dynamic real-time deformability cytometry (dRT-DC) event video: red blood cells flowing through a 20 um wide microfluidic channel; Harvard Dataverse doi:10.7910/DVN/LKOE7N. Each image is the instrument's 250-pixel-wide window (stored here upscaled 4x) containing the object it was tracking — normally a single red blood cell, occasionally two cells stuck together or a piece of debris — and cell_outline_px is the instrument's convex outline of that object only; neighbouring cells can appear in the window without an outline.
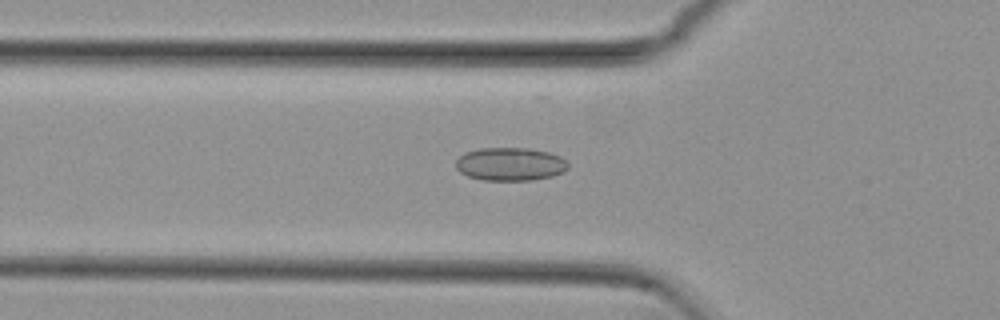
{"species": "common noctule bat (a hibernating species)", "species_latin": "Nyctalus noctula", "temperature_condition": "cold", "stored_images_in_passage": 40, "camera_frame_rate_fps": 3000, "um_per_image_px": 0.085, "animal": {"sex": "female", "body_mass_g": 29.2, "forearm_length_mm": 56.3}, "frame": {"image": 1, "passage_image": 7, "time_ms": 2.0, "image_size_px": [1000, 320], "cell_outline_px": [[568, 168], [564, 172], [552, 176], [532, 180], [484, 180], [468, 176], [460, 172], [456, 168], [456, 160], [464, 152], [480, 148], [528, 148], [548, 152], [560, 156], [568, 164]], "centroid_in_image_um": [43.36, 13.95], "position_along_channel_um": 82.4, "area_um2": 21.73}}
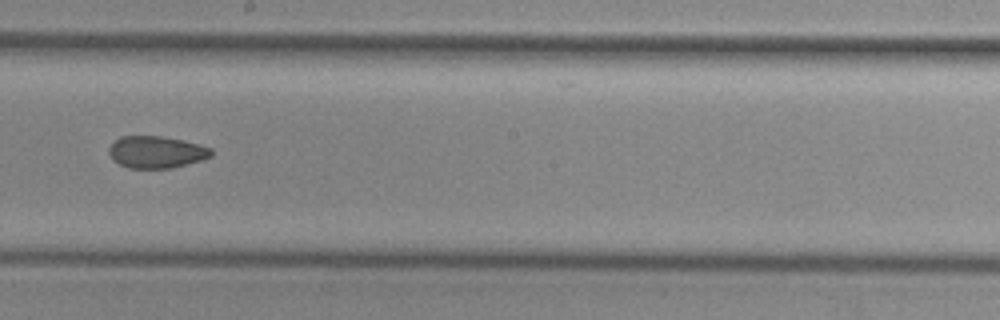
{"frame": {"image": 2, "passage_image": 19, "time_ms": 6.0, "image_size_px": [1000, 320], "cell_outline_px": [[212, 156], [200, 160], [172, 168], [128, 168], [112, 160], [108, 152], [108, 148], [120, 136], [160, 136], [184, 140], [200, 144], [212, 148]], "centroid_in_image_um": [13.28, 12.92], "position_along_channel_um": 234.9, "area_um2": 19.13}}
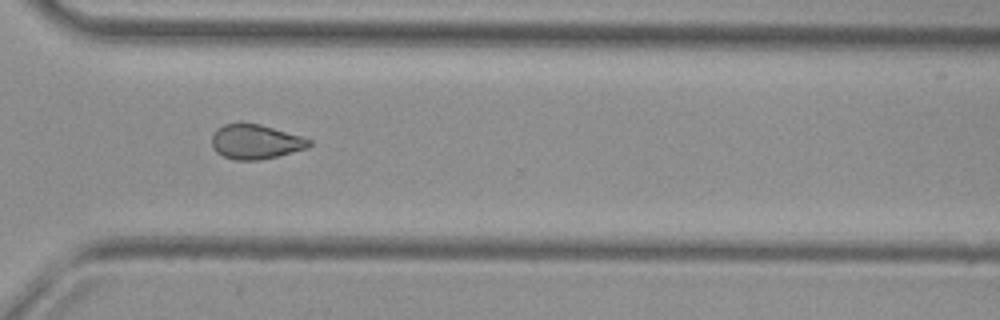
{"frame": {"image": 3, "passage_image": 28, "time_ms": 9.0, "image_size_px": [1000, 320], "cell_outline_px": [[312, 144], [308, 148], [260, 160], [236, 160], [224, 156], [216, 152], [212, 148], [212, 136], [216, 128], [224, 124], [260, 124], [300, 136], [312, 140]], "centroid_in_image_um": [21.71, 12.06], "position_along_channel_um": 348.9, "area_um2": 19.42}, "authors_computed_cell_mechanics": {"area_um2": 20.0277, "velocity_mm_per_s": 3.7957, "shape_relaxation_time_tau1_ms": null, "shape_relaxation_time_tau2_ms": 6.0882, "deformation_change_tau1": null, "deformation_change_tau2": 0.106}}